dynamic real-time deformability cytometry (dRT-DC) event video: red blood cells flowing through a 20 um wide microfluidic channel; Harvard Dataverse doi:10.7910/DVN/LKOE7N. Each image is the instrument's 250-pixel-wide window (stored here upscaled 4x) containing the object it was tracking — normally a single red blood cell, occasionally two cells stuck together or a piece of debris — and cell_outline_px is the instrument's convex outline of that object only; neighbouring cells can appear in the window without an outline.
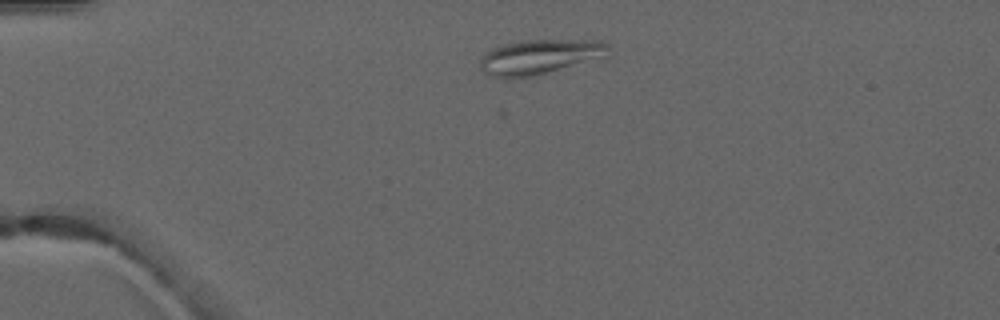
{"species": "common noctule bat (a hibernating species)", "species_latin": "Nyctalus noctula", "temperature_condition": "warm", "stored_images_in_passage": 6, "camera_frame_rate_fps": 3000, "um_per_image_px": 0.085, "animal": {"sex": "male", "forearm_length_mm": 52.5}, "frame": {"image": 1, "passage_image": 5, "time_ms": 5.0, "image_size_px": [1000, 320], "cell_outline_px": [[612, 48], [608, 56], [536, 76], [492, 76], [484, 72], [480, 68], [480, 60], [484, 52], [492, 48], [504, 44], [520, 40], [600, 40], [608, 44]], "centroid_in_image_um": [45.94, 4.8], "position_along_channel_um": 39.1, "area_um2": 26.07}}